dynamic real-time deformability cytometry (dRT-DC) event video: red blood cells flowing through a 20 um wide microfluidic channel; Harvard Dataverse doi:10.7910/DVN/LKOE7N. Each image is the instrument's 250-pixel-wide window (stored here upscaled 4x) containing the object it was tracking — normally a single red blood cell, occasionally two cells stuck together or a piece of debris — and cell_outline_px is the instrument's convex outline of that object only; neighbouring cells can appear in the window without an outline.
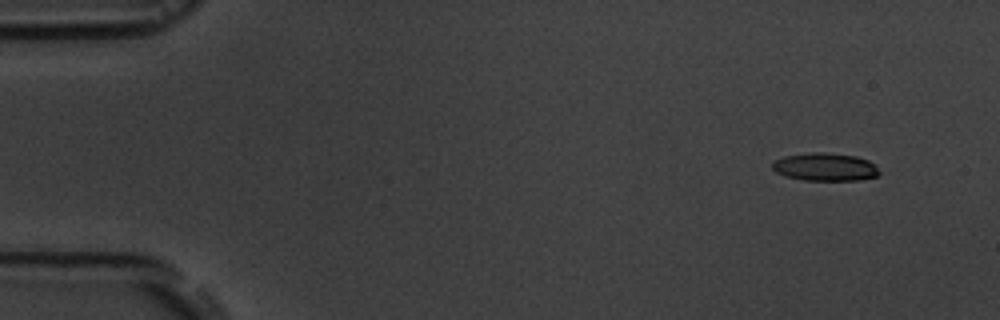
{"species": "common noctule bat (a hibernating species)", "species_latin": "Nyctalus noctula", "temperature_condition": "room temperature", "stored_images_in_passage": 16, "camera_frame_rate_fps": 3000, "um_per_image_px": 0.085, "animal": {"sex": "male", "body_mass_g": 19.5, "forearm_length_mm": 54.6}, "frame": {"image": 1, "passage_image": 1, "time_ms": 0.0, "image_size_px": [1000, 320], "cell_outline_px": [[880, 176], [860, 180], [804, 180], [784, 176], [776, 172], [772, 168], [772, 160], [784, 156], [812, 152], [824, 152], [856, 156], [868, 160], [876, 164], [880, 172]], "centroid_in_image_um": [70.15, 14.19], "position_along_channel_um": 14.9, "area_um2": 17.69}}
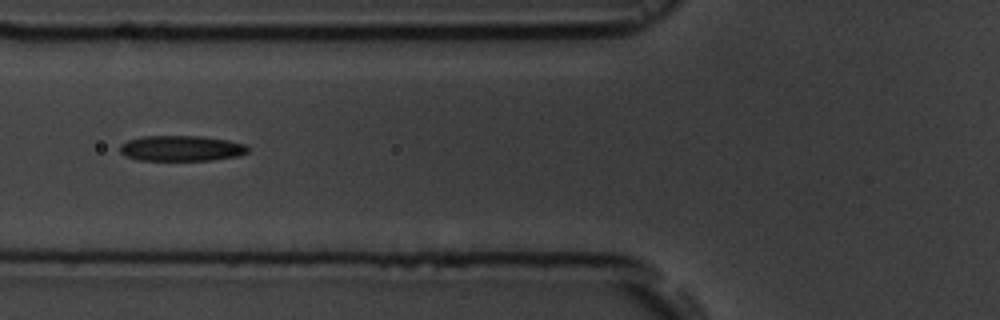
{"frame": {"image": 2, "passage_image": 6, "time_ms": 5.667, "image_size_px": [1000, 320], "cell_outline_px": [[248, 152], [240, 156], [212, 160], [140, 160], [124, 156], [120, 152], [120, 144], [128, 140], [140, 136], [204, 136], [228, 140], [244, 144], [248, 148]], "centroid_in_image_um": [15.4, 12.6], "position_along_channel_um": 110.4, "area_um2": 19.19}}
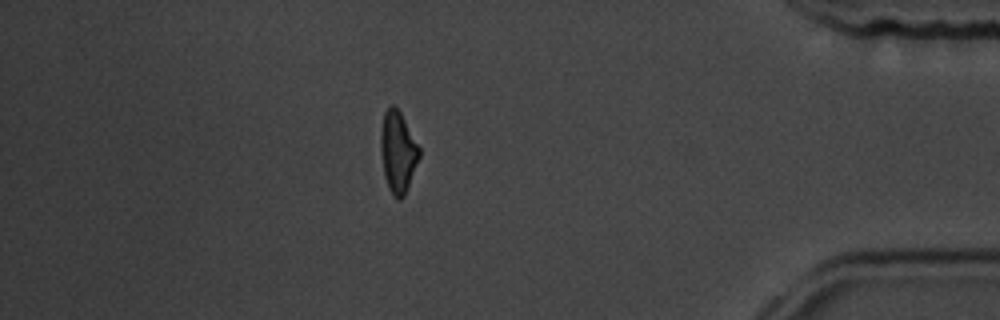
{"frame": {"image": 3, "passage_image": 14, "time_ms": 14.667, "image_size_px": [1000, 320], "cell_outline_px": [[420, 156], [404, 196], [400, 200], [396, 200], [388, 188], [384, 176], [380, 152], [380, 132], [384, 112], [392, 104], [400, 112], [420, 148]], "centroid_in_image_um": [33.8, 12.94], "position_along_channel_um": 401.4, "area_um2": 18.26}, "authors_computed_cell_mechanics": {"area_um2": 18.6694, "velocity_mm_per_s": 3.688, "shape_relaxation_time_tau1_ms": 7.2884, "shape_relaxation_time_tau2_ms": 6.0727, "deformation_change_tau1": 0.1901, "deformation_change_tau2": 0.1637}}